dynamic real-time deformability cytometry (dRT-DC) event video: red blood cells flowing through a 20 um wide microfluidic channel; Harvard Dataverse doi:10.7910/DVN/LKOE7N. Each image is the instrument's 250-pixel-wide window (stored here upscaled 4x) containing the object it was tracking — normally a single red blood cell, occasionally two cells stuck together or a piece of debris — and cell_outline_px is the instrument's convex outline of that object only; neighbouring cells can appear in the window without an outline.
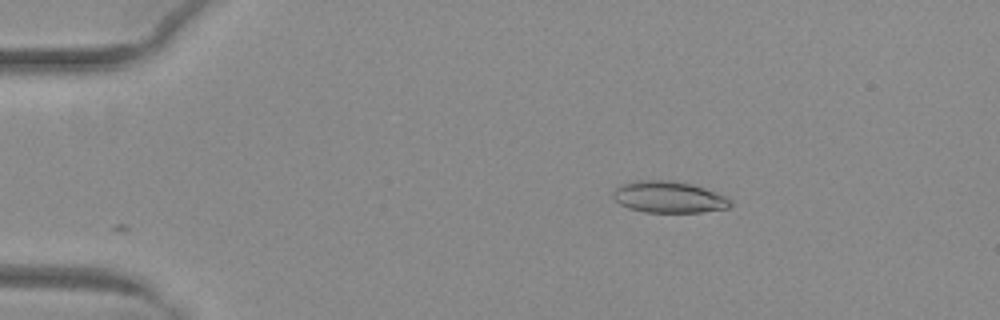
{"species": "common noctule bat (a hibernating species)", "species_latin": "Nyctalus noctula", "temperature_condition": "warm", "stored_images_in_passage": 32, "camera_frame_rate_fps": 3000, "um_per_image_px": 0.085, "animal": {"sex": "female", "body_mass_g": 29.2, "forearm_length_mm": 56.3}, "frame": {"image": 1, "passage_image": 1, "time_ms": 0.0, "image_size_px": [1000, 320], "cell_outline_px": [[732, 204], [728, 208], [700, 212], [644, 212], [628, 208], [620, 204], [612, 196], [612, 192], [616, 188], [624, 184], [636, 180], [672, 180], [692, 184], [704, 188], [724, 196], [732, 200]], "centroid_in_image_um": [56.83, 16.75], "position_along_channel_um": 28.2, "area_um2": 21.5}}
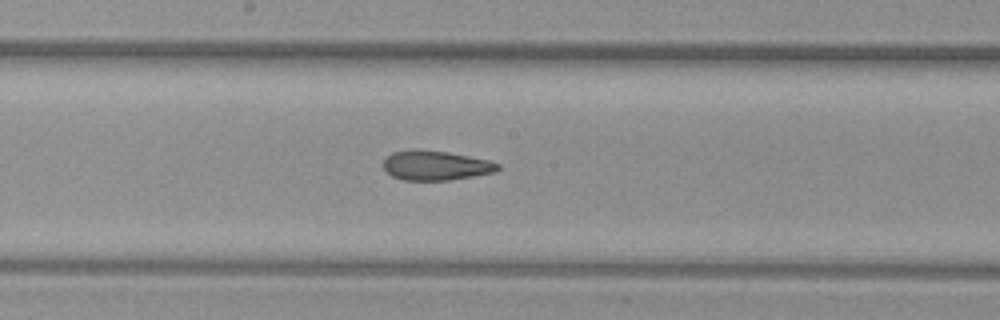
{"frame": {"image": 2, "passage_image": 20, "time_ms": 6.333, "image_size_px": [1000, 320], "cell_outline_px": [[500, 168], [496, 172], [448, 180], [404, 180], [392, 176], [384, 168], [384, 160], [392, 152], [412, 148], [448, 152], [488, 160], [500, 164]], "centroid_in_image_um": [37.03, 14.05], "position_along_channel_um": 211.2, "area_um2": 19.71}}
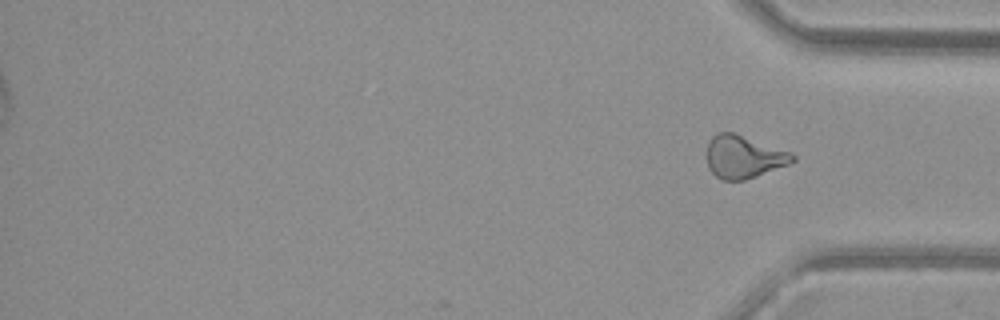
{"frame": {"image": 3, "passage_image": 32, "time_ms": 10.333, "image_size_px": [1000, 320], "cell_outline_px": [[796, 160], [788, 164], [756, 176], [744, 180], [720, 180], [708, 168], [708, 140], [716, 132], [736, 132], [792, 152], [796, 156]], "centroid_in_image_um": [63.22, 13.3], "position_along_channel_um": 372.0, "area_um2": 21.56}, "authors_computed_cell_mechanics": {"area_um2": 20.6057, "velocity_mm_per_s": 4.0548, "shape_relaxation_time_tau1_ms": null, "shape_relaxation_time_tau2_ms": 3.1621, "deformation_change_tau1": null, "deformation_change_tau2": 0.1182}}